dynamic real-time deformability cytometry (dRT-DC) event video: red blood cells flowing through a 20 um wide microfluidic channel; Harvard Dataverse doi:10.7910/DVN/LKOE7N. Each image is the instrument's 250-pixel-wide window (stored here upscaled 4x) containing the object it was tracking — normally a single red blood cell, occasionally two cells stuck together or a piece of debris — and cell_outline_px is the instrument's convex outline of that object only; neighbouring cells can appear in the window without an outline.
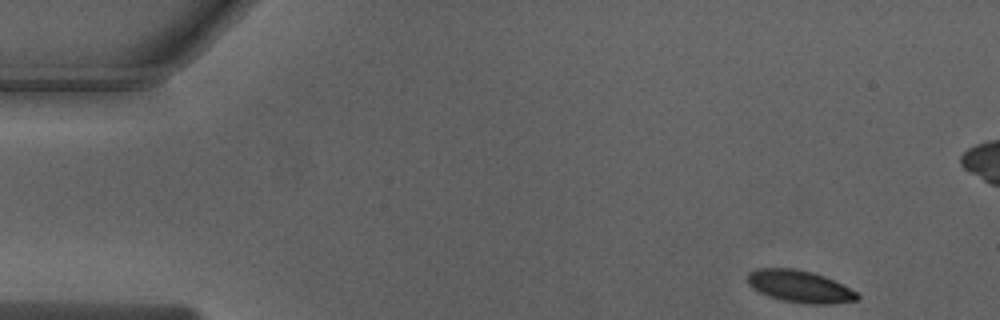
{"species": "Egyptian fruit bat (a non-hibernating species)", "species_latin": "Rousettus aegyptiacus", "temperature_condition": "warm", "stored_images_in_passage": 49, "camera_frame_rate_fps": 3000, "um_per_image_px": 0.085, "animal": {"sex": "male"}, "frame": {"image": 1, "passage_image": 1, "time_ms": 0.0, "image_size_px": [1000, 320], "cell_outline_px": [[860, 296], [856, 300], [832, 304], [804, 304], [780, 300], [768, 296], [752, 288], [748, 284], [748, 272], [756, 268], [796, 268], [812, 272], [824, 276], [856, 292]], "centroid_in_image_um": [67.93, 24.35], "position_along_channel_um": 17.1, "area_um2": 20.52}}
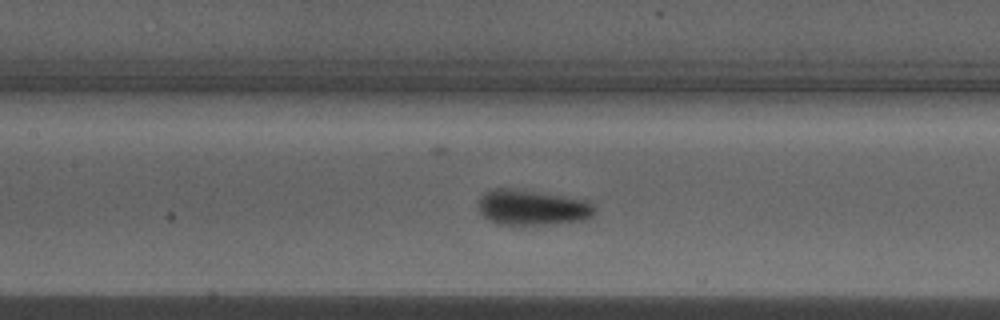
{"frame": {"image": 2, "passage_image": 20, "time_ms": 6.333, "image_size_px": [1000, 320], "cell_outline_px": [[596, 212], [592, 216], [584, 220], [520, 228], [496, 224], [488, 220], [480, 212], [476, 200], [484, 192], [492, 188], [512, 188], [564, 196], [588, 200], [596, 208]], "centroid_in_image_um": [45.19, 17.68], "position_along_channel_um": 162.2, "area_um2": 25.09}}
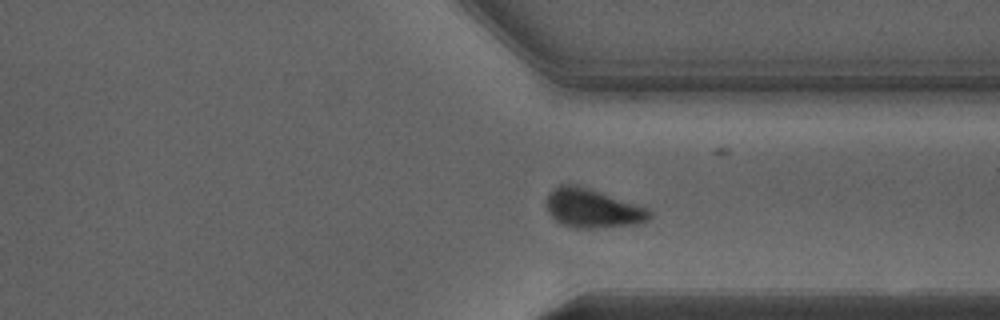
{"frame": {"image": 3, "passage_image": 35, "time_ms": 11.333, "image_size_px": [1000, 320], "cell_outline_px": [[652, 216], [644, 224], [588, 228], [576, 228], [560, 224], [548, 212], [548, 192], [556, 184], [576, 184], [648, 208], [652, 212]], "centroid_in_image_um": [50.38, 17.71], "position_along_channel_um": 361.0, "area_um2": 23.47}, "authors_computed_cell_mechanics": {"area_um2": 22.253, "velocity_mm_per_s": 3.9783, "shape_relaxation_time_tau1_ms": 3.1233, "shape_relaxation_time_tau2_ms": null, "deformation_change_tau1": 0.1507, "deformation_change_tau2": null}}